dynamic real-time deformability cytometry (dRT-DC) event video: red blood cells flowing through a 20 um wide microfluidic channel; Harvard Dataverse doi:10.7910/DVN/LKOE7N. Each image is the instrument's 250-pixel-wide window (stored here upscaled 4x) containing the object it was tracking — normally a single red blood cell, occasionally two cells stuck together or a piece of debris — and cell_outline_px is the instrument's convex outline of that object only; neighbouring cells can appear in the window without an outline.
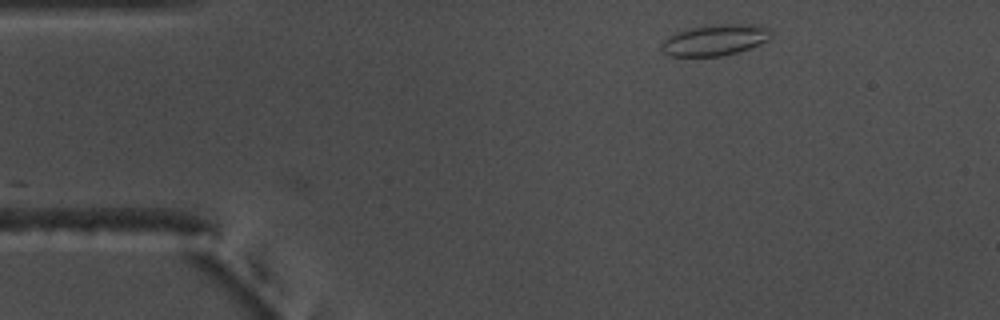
{"species": "common noctule bat (a hibernating species)", "species_latin": "Nyctalus noctula", "temperature_condition": "warm", "stored_images_in_passage": 47, "camera_frame_rate_fps": 3000, "um_per_image_px": 0.085, "animal": {"sex": "male", "body_mass_g": 17.5, "forearm_length_mm": 52.3}, "frame": {"image": 1, "passage_image": 1, "time_ms": 0.0, "image_size_px": [1000, 320], "cell_outline_px": [[772, 36], [768, 40], [760, 44], [740, 52], [720, 56], [668, 56], [664, 52], [664, 40], [668, 36], [676, 32], [692, 28], [716, 24], [748, 24], [768, 28], [772, 32]], "centroid_in_image_um": [60.82, 3.4], "position_along_channel_um": 24.2, "area_um2": 19.65}}
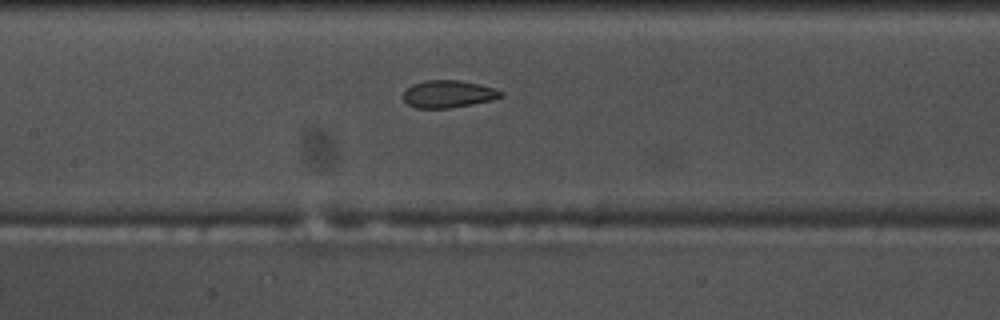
{"frame": {"image": 2, "passage_image": 18, "time_ms": 5.667, "image_size_px": [1000, 320], "cell_outline_px": [[504, 96], [492, 100], [472, 104], [448, 108], [416, 108], [408, 104], [404, 100], [404, 92], [412, 84], [424, 80], [460, 80], [480, 84], [504, 92]], "centroid_in_image_um": [38.12, 7.98], "position_along_channel_um": 169.3, "area_um2": 15.55}}
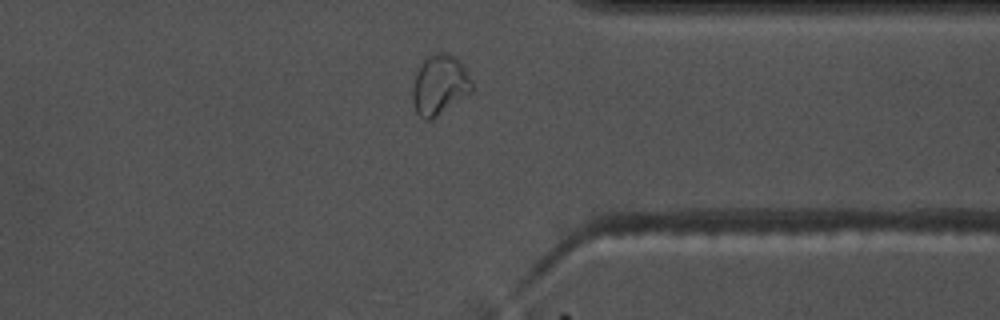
{"frame": {"image": 3, "passage_image": 35, "time_ms": 11.333, "image_size_px": [1000, 320], "cell_outline_px": [[472, 92], [432, 120], [424, 120], [416, 112], [412, 100], [412, 88], [416, 72], [420, 64], [428, 56], [436, 52], [444, 52], [452, 56], [464, 68], [472, 80]], "centroid_in_image_um": [37.34, 7.25], "position_along_channel_um": 374.1, "area_um2": 20.69}, "authors_computed_cell_mechanics": {"area_um2": 17.2244, "velocity_mm_per_s": 3.7044, "shape_relaxation_time_tau1_ms": null, "shape_relaxation_time_tau2_ms": 1.1223, "deformation_change_tau1": null, "deformation_change_tau2": 0.0739}}